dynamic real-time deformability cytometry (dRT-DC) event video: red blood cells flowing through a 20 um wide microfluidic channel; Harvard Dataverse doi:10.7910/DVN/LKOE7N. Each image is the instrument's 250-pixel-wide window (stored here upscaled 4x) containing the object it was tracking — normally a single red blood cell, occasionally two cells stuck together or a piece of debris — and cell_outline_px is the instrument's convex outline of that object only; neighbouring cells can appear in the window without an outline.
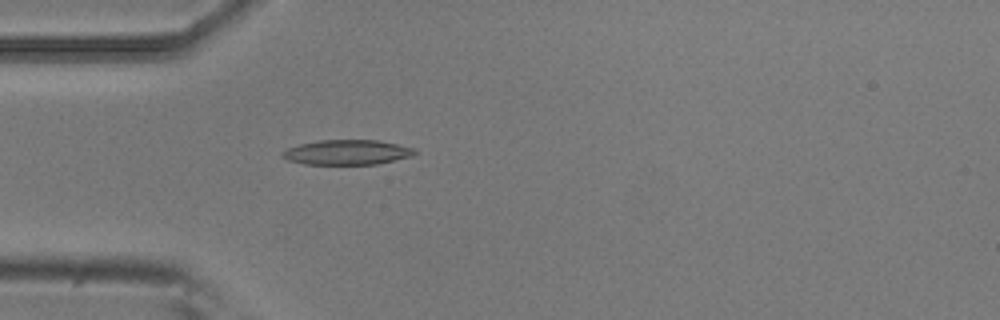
{"species": "common noctule bat (a hibernating species)", "species_latin": "Nyctalus noctula", "temperature_condition": "room temperature", "stored_images_in_passage": 4, "camera_frame_rate_fps": 3000, "um_per_image_px": 0.085, "animal": {"sex": "male", "body_mass_g": 20.5, "forearm_length_mm": 52.5}, "frame": {"image": 1, "passage_image": 4, "time_ms": 1.0, "image_size_px": [1000, 320], "cell_outline_px": [[416, 152], [412, 156], [376, 164], [304, 164], [288, 160], [280, 156], [280, 152], [288, 148], [300, 144], [316, 140], [380, 140], [416, 148]], "centroid_in_image_um": [29.49, 12.94], "position_along_channel_um": 55.5, "area_um2": 19.31}}